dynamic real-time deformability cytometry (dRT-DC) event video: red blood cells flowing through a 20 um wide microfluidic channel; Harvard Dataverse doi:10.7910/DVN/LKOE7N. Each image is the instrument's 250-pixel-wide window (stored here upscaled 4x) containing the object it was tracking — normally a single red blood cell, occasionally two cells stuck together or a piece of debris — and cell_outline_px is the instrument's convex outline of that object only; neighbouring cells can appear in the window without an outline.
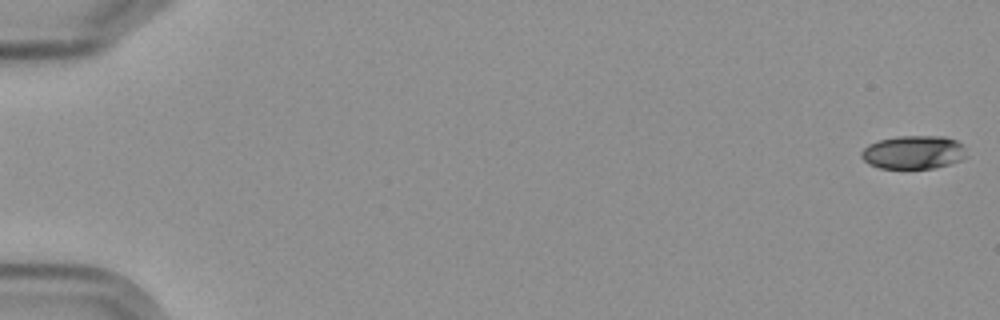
{"species": "Egyptian fruit bat (a non-hibernating species)", "species_latin": "Rousettus aegyptiacus", "temperature_condition": "cold", "stored_images_in_passage": 2, "segment_of_instrument_passage": [2, 2], "camera_frame_rate_fps": 3000, "um_per_image_px": 0.085, "frame": {"image": 1, "passage_image": 2, "time_ms": 1.333, "image_size_px": [1000, 320], "cell_outline_px": [[964, 156], [960, 160], [948, 164], [932, 168], [880, 168], [868, 164], [860, 156], [860, 152], [868, 144], [880, 140], [900, 136], [944, 136], [956, 140], [960, 144]], "centroid_in_image_um": [77.57, 12.94], "position_along_channel_um": 7.4, "area_um2": 20.11}}